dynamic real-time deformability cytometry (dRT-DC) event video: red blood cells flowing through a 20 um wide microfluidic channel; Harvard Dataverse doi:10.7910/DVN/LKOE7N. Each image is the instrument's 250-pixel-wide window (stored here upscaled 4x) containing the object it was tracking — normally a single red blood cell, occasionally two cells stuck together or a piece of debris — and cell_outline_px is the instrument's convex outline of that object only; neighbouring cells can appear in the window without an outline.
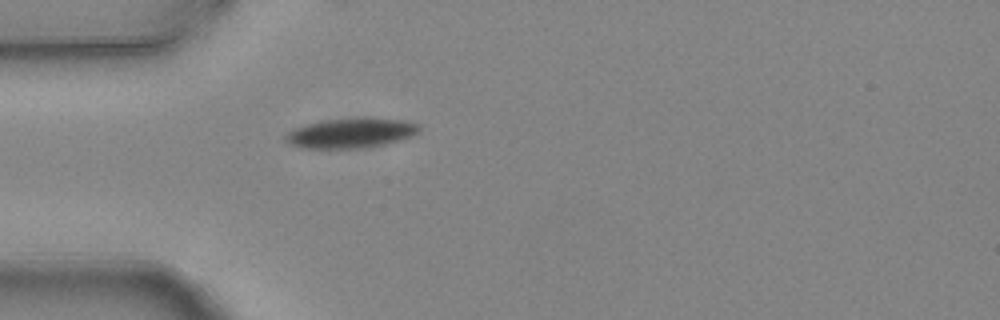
{"species": "common noctule bat (a hibernating species)", "species_latin": "Nyctalus noctula", "temperature_condition": "warm", "stored_images_in_passage": 2, "camera_frame_rate_fps": 3000, "um_per_image_px": 0.085, "animal": {"sex": "female", "body_mass_g": 24.6, "forearm_length_mm": 56.2}, "frame": {"image": 1, "passage_image": 2, "time_ms": 0.333, "image_size_px": [1000, 320], "cell_outline_px": [[420, 128], [412, 136], [400, 140], [384, 144], [360, 148], [300, 148], [288, 144], [284, 140], [284, 136], [292, 128], [308, 124], [328, 120], [404, 120], [420, 124]], "centroid_in_image_um": [29.75, 11.35], "position_along_channel_um": 55.2, "area_um2": 22.43}}